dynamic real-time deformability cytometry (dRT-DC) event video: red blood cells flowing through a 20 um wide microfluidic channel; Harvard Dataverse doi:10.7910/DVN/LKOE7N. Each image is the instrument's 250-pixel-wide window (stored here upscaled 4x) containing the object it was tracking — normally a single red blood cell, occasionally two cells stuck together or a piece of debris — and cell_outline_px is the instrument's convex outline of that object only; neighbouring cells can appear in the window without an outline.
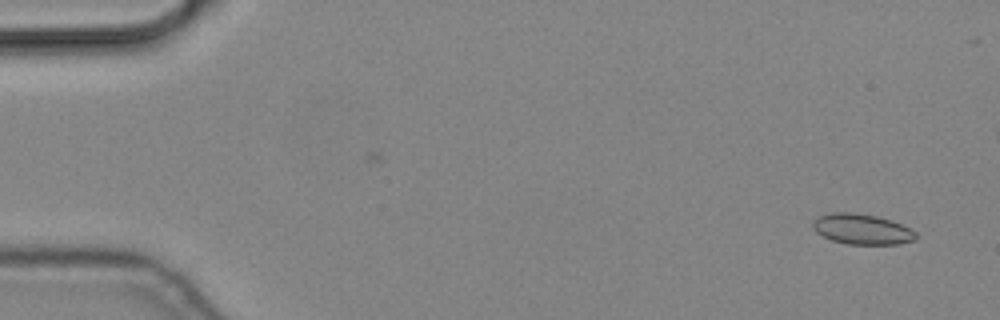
{"species": "common noctule bat (a hibernating species)", "species_latin": "Nyctalus noctula", "temperature_condition": "cold", "stored_images_in_passage": 2, "camera_frame_rate_fps": 3000, "um_per_image_px": 0.085, "animal": {"sex": "male", "body_mass_g": 19.2, "forearm_length_mm": 51.8}, "frame": {"image": 1, "passage_image": 2, "time_ms": 0.333, "image_size_px": [1000, 320], "cell_outline_px": [[920, 236], [916, 240], [896, 244], [848, 244], [832, 240], [816, 232], [812, 228], [812, 220], [816, 216], [832, 212], [852, 212], [876, 216], [892, 220], [916, 232]], "centroid_in_image_um": [73.25, 19.47], "position_along_channel_um": 11.7, "area_um2": 18.44}}